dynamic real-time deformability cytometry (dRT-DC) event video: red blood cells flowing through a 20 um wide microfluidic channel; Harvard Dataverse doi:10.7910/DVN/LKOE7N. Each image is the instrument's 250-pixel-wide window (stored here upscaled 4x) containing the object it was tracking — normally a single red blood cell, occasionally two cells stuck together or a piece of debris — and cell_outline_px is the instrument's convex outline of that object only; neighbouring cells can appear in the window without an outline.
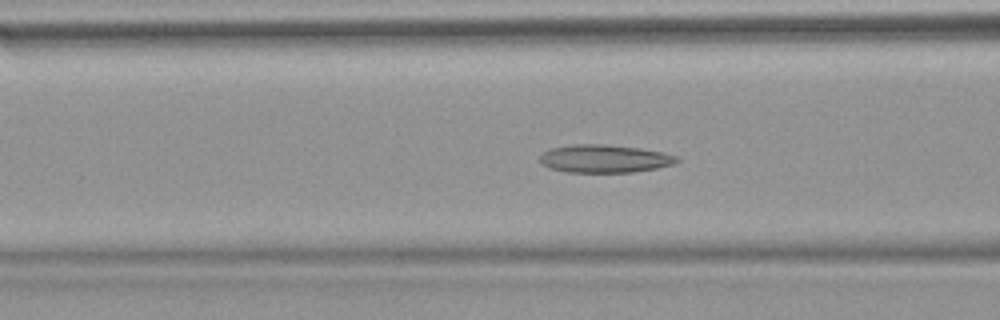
{"species": "common noctule bat (a hibernating species)", "species_latin": "Nyctalus noctula", "temperature_condition": "warm", "stored_images_in_passage": 53, "camera_frame_rate_fps": 3000, "um_per_image_px": 0.085, "animal": {"sex": "female", "body_mass_g": 18.4}, "frame": {"image": 1, "passage_image": 21, "time_ms": 6.667, "image_size_px": [1000, 320], "cell_outline_px": [[680, 160], [672, 164], [656, 168], [632, 172], [568, 172], [548, 168], [540, 164], [540, 156], [544, 152], [552, 148], [572, 144], [604, 144], [640, 148], [664, 152], [676, 156]], "centroid_in_image_um": [51.36, 13.48], "position_along_channel_um": 115.2, "area_um2": 22.31}}
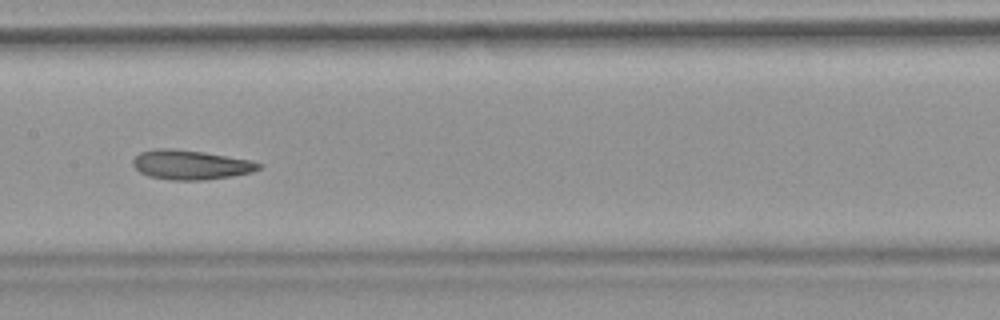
{"frame": {"image": 2, "passage_image": 27, "time_ms": 8.667, "image_size_px": [1000, 320], "cell_outline_px": [[260, 168], [252, 172], [232, 176], [204, 180], [172, 180], [148, 176], [140, 172], [132, 164], [132, 160], [140, 152], [160, 148], [172, 148], [204, 152], [252, 160], [260, 164]], "centroid_in_image_um": [16.2, 14.0], "position_along_channel_um": 191.2, "area_um2": 21.56}}
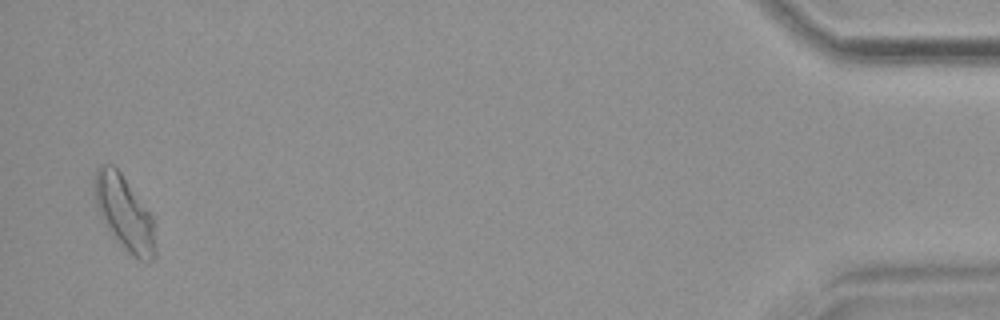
{"frame": {"image": 3, "passage_image": 52, "time_ms": 17.0, "image_size_px": [1000, 320], "cell_outline_px": [[156, 260], [140, 260], [128, 252], [112, 236], [100, 216], [96, 204], [96, 172], [100, 164], [112, 164], [120, 172], [152, 216], [156, 248]], "centroid_in_image_um": [10.6, 18.15], "position_along_channel_um": 424.6, "area_um2": 25.78}, "authors_computed_cell_mechanics": {"area_um2": 22.7154, "velocity_mm_per_s": 3.8073, "shape_relaxation_time_tau1_ms": null, "shape_relaxation_time_tau2_ms": 3.1284, "deformation_change_tau1": null, "deformation_change_tau2": 0.1027}}